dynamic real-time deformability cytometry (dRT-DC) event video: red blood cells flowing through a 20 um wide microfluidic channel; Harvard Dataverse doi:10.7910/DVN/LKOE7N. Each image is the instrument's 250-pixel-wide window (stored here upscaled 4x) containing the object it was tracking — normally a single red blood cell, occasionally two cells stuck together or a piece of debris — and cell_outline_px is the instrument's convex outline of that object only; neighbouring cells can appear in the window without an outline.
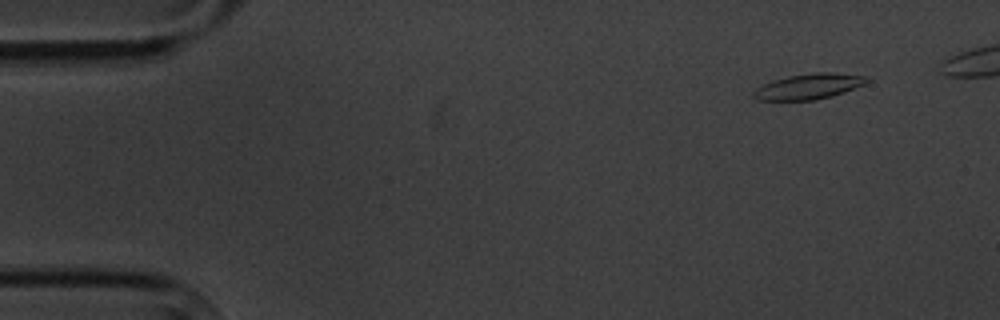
{"species": "common noctule bat (a hibernating species)", "species_latin": "Nyctalus noctula", "temperature_condition": "cold", "stored_images_in_passage": 5, "camera_frame_rate_fps": 3000, "um_per_image_px": 0.085, "animal": {"sex": "male", "body_mass_g": 20.1, "forearm_length_mm": 53.5}, "frame": {"image": 1, "passage_image": 1, "time_ms": 0.0, "image_size_px": [1000, 320], "cell_outline_px": [[872, 80], [864, 84], [844, 92], [832, 96], [816, 100], [756, 100], [752, 96], [752, 92], [756, 88], [772, 80], [788, 76], [812, 72], [832, 72], [868, 76]], "centroid_in_image_um": [68.75, 7.34], "position_along_channel_um": 16.2, "area_um2": 17.05}}